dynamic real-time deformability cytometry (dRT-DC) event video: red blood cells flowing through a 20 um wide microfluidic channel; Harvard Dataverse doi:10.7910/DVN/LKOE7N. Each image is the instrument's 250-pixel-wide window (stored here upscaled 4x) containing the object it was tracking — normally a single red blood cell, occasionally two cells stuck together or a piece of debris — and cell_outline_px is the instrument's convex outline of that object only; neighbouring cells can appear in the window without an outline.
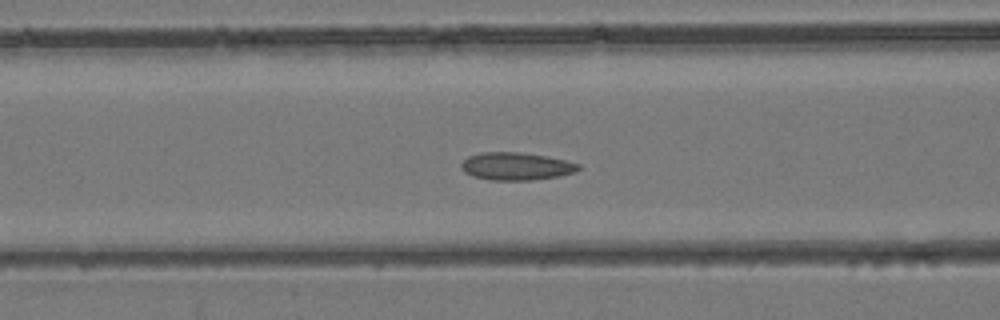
{"species": "common noctule bat (a hibernating species)", "species_latin": "Nyctalus noctula", "temperature_condition": "room temperature", "stored_images_in_passage": 45, "camera_frame_rate_fps": 3000, "um_per_image_px": 0.085, "animal": {"sex": "female", "body_mass_g": 24.6, "forearm_length_mm": 56.2}, "frame": {"image": 1, "passage_image": 18, "time_ms": 5.667, "image_size_px": [1000, 320], "cell_outline_px": [[580, 168], [576, 172], [556, 176], [532, 180], [492, 180], [472, 176], [464, 172], [460, 164], [468, 156], [480, 152], [520, 152], [544, 156], [564, 160], [580, 164]], "centroid_in_image_um": [43.84, 14.13], "position_along_channel_um": 122.8, "area_um2": 18.79}}
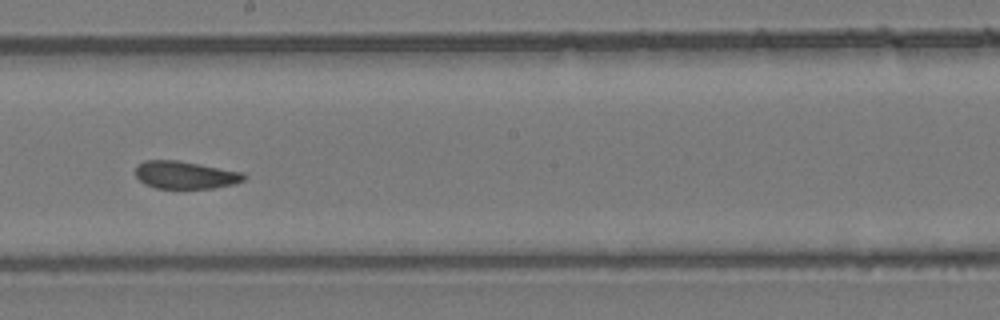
{"frame": {"image": 2, "passage_image": 25, "time_ms": 8.0, "image_size_px": [1000, 320], "cell_outline_px": [[244, 180], [236, 184], [212, 188], [156, 188], [144, 184], [136, 176], [136, 168], [144, 160], [176, 160], [200, 164], [244, 172]], "centroid_in_image_um": [15.76, 14.87], "position_along_channel_um": 232.4, "area_um2": 17.4}}
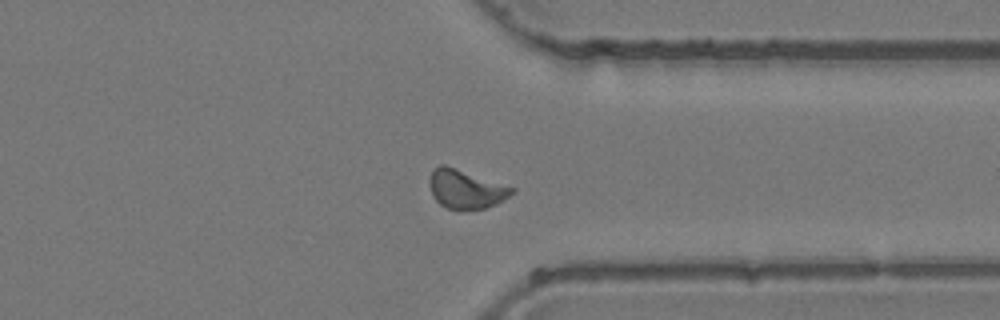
{"frame": {"image": 3, "passage_image": 34, "time_ms": 11.0, "image_size_px": [1000, 320], "cell_outline_px": [[516, 192], [496, 204], [484, 208], [448, 208], [440, 204], [432, 196], [428, 180], [432, 168], [440, 164], [444, 164], [516, 188]], "centroid_in_image_um": [39.57, 16.04], "position_along_channel_um": 371.8, "area_um2": 18.55}}